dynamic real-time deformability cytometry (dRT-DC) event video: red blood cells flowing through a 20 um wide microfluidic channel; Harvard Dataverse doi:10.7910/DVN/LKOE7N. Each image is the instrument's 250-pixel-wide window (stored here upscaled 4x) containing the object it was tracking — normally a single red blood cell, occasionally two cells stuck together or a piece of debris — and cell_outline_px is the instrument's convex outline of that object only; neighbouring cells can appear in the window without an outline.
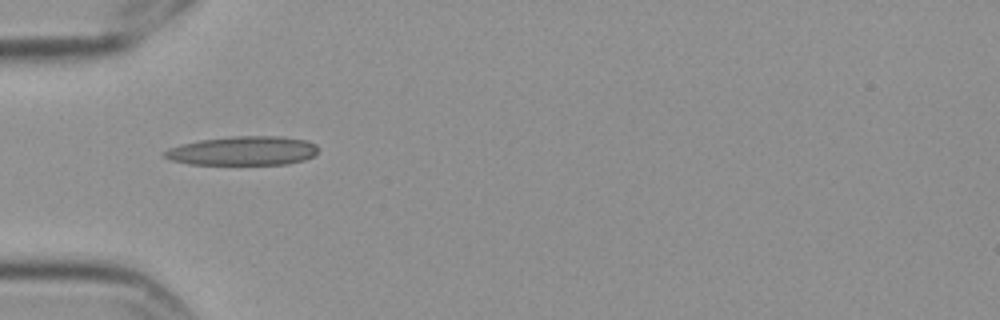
{"species": "Egyptian fruit bat (a non-hibernating species)", "species_latin": "Rousettus aegyptiacus", "temperature_condition": "cold", "stored_images_in_passage": 6, "camera_frame_rate_fps": 3000, "um_per_image_px": 0.085, "frame": {"image": 1, "passage_image": 5, "time_ms": 1.333, "image_size_px": [1000, 320], "cell_outline_px": [[316, 156], [304, 160], [288, 164], [188, 164], [172, 160], [164, 156], [160, 152], [168, 148], [180, 144], [200, 140], [232, 136], [280, 136], [308, 140], [316, 144]], "centroid_in_image_um": [20.65, 12.81], "position_along_channel_um": 64.4, "area_um2": 26.18}}
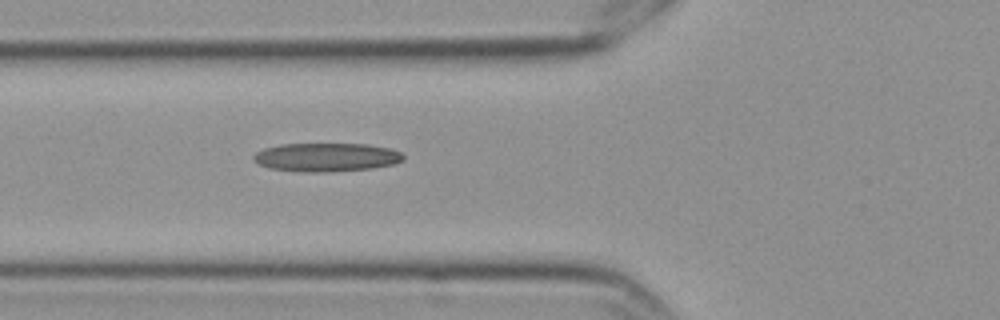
{"frame": {"image": 2, "passage_image": 6, "time_ms": 1.667, "image_size_px": [1000, 320], "cell_outline_px": [[404, 160], [392, 164], [368, 168], [328, 172], [308, 172], [272, 168], [260, 164], [252, 156], [256, 152], [264, 148], [280, 144], [368, 144], [392, 148], [400, 152], [404, 156]], "centroid_in_image_um": [27.77, 13.35], "position_along_channel_um": 98.0, "area_um2": 24.68}}